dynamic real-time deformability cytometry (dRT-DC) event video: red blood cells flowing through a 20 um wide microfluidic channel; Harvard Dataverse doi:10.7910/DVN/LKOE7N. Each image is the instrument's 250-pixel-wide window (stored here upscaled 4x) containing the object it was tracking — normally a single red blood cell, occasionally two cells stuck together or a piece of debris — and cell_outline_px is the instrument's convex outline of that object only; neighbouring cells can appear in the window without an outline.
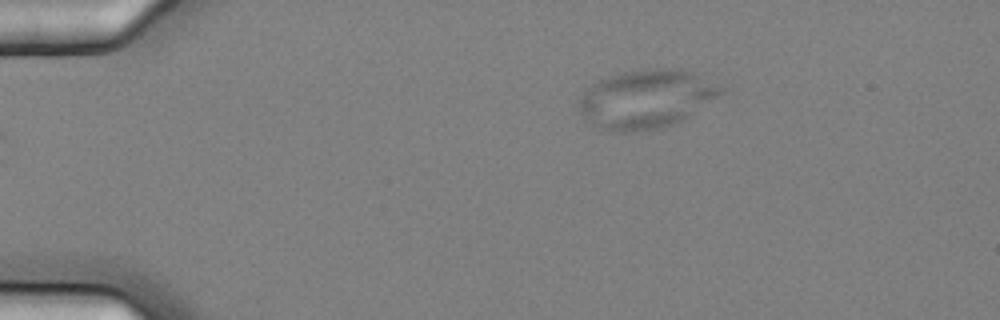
{"species": "common noctule bat (a hibernating species)", "species_latin": "Nyctalus noctula", "temperature_condition": "cold", "stored_images_in_passage": 22, "camera_frame_rate_fps": 3000, "um_per_image_px": 0.085, "animal": {"sex": "female", "body_mass_g": 25.1}, "frame": {"image": 1, "passage_image": 1, "time_ms": 0.0, "image_size_px": [1000, 320], "cell_outline_px": [[724, 92], [684, 120], [676, 124], [664, 128], [632, 132], [616, 132], [600, 128], [580, 112], [576, 108], [584, 92], [592, 84], [608, 76], [624, 72], [648, 68], [684, 68], [724, 88]], "centroid_in_image_um": [54.95, 8.42], "position_along_channel_um": 30.0, "area_um2": 48.44}}
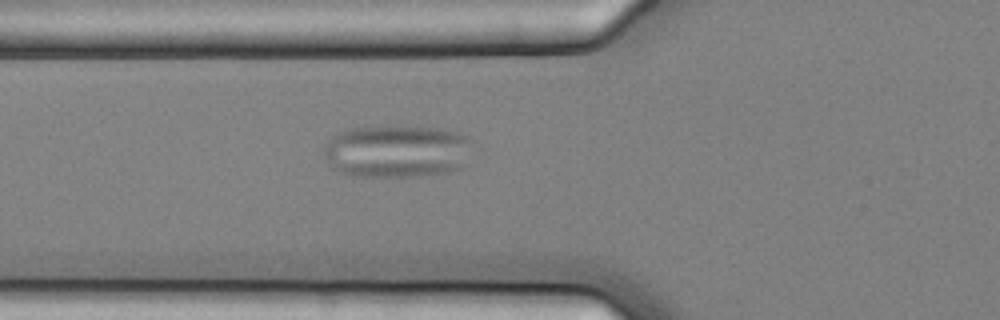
{"frame": {"image": 2, "passage_image": 12, "time_ms": 3.667, "image_size_px": [1000, 320], "cell_outline_px": [[472, 140], [460, 168], [448, 172], [420, 176], [352, 176], [340, 172], [332, 168], [328, 164], [324, 152], [324, 144], [336, 132], [352, 128], [444, 128], [468, 136]], "centroid_in_image_um": [33.68, 12.87], "position_along_channel_um": 92.1, "area_um2": 45.08}}